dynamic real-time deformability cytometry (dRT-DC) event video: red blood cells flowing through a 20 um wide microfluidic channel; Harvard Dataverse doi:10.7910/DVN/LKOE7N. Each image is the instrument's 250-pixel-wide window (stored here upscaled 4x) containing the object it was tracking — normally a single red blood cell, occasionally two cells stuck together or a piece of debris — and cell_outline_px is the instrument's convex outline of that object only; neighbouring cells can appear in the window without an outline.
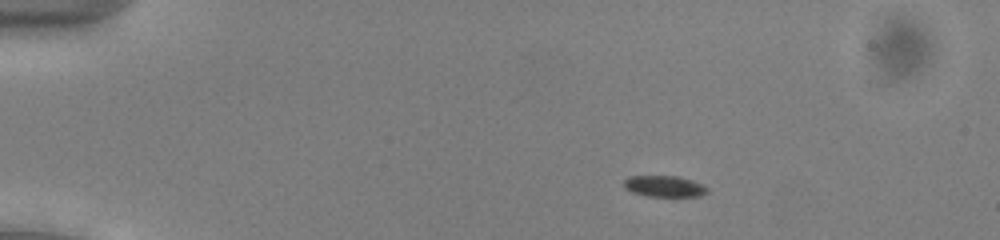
{"species": "common noctule bat (a hibernating species)", "species_latin": "Nyctalus noctula", "temperature_condition": "cold", "stored_images_in_passage": 46, "camera_frame_rate_fps": 3000, "um_per_image_px": 0.085, "animal": {"sex": "male", "body_mass_g": 13.0, "forearm_length_mm": 53.1}, "frame": {"image": 1, "passage_image": 2, "time_ms": 0.333, "image_size_px": [1000, 240], "cell_outline_px": [[708, 192], [700, 196], [648, 196], [632, 192], [624, 188], [624, 180], [628, 176], [676, 176], [692, 180], [708, 188]], "centroid_in_image_um": [56.45, 15.83], "position_along_channel_um": 28.6, "area_um2": 10.23}}
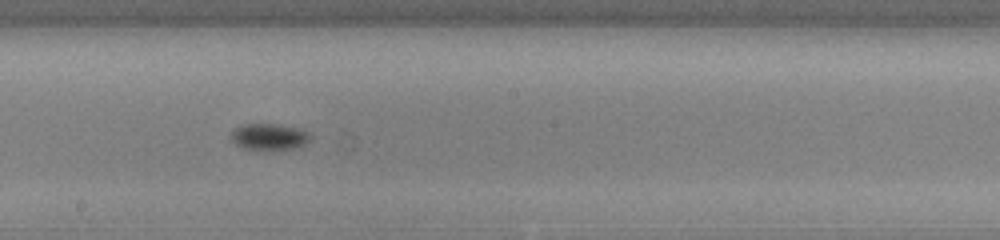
{"frame": {"image": 2, "passage_image": 23, "time_ms": 7.333, "image_size_px": [1000, 240], "cell_outline_px": [[312, 140], [296, 148], [264, 152], [244, 148], [236, 144], [228, 136], [236, 128], [244, 124], [272, 124], [300, 128], [308, 132], [312, 136]], "centroid_in_image_um": [22.9, 11.66], "position_along_channel_um": 225.3, "area_um2": 12.66}}
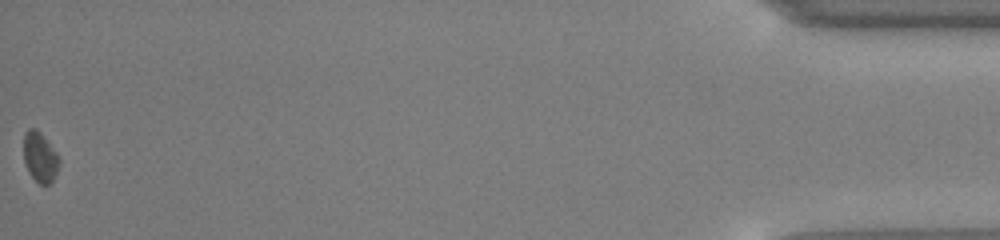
{"frame": {"image": 3, "passage_image": 46, "time_ms": 15.0, "image_size_px": [1000, 240], "cell_outline_px": [[60, 164], [52, 180], [48, 184], [40, 184], [28, 172], [24, 160], [24, 132], [28, 128], [36, 128], [40, 132], [56, 152], [60, 160]], "centroid_in_image_um": [3.39, 13.33], "position_along_channel_um": 431.8, "area_um2": 10.23}, "authors_computed_cell_mechanics": {"area_um2": 11.0687, "velocity_mm_per_s": 3.8889, "shape_relaxation_time_tau1_ms": 1.1473, "shape_relaxation_time_tau2_ms": null, "deformation_change_tau1": 0.0534, "deformation_change_tau2": null}}